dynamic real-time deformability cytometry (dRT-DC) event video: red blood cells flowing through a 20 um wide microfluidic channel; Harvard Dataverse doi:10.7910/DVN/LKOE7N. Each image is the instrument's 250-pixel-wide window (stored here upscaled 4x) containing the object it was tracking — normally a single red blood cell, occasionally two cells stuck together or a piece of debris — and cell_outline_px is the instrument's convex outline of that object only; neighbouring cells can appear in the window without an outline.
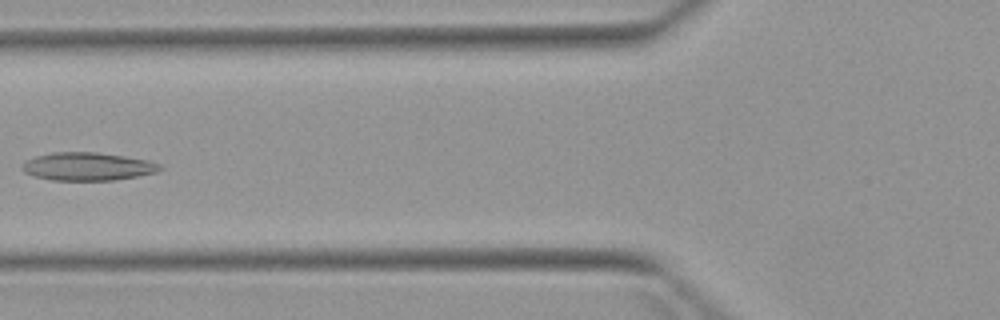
{"species": "Egyptian fruit bat (a non-hibernating species)", "species_latin": "Rousettus aegyptiacus", "temperature_condition": "warm", "stored_images_in_passage": 5, "camera_frame_rate_fps": 3000, "um_per_image_px": 0.085, "animal": {"sex": "female"}, "frame": {"image": 1, "passage_image": 4, "time_ms": 3.667, "image_size_px": [1000, 320], "cell_outline_px": [[164, 168], [156, 172], [136, 176], [112, 180], [52, 180], [36, 176], [24, 172], [20, 168], [28, 160], [36, 156], [52, 152], [96, 152], [124, 156], [148, 160], [160, 164]], "centroid_in_image_um": [7.46, 14.14], "position_along_channel_um": 118.3, "area_um2": 22.31}}
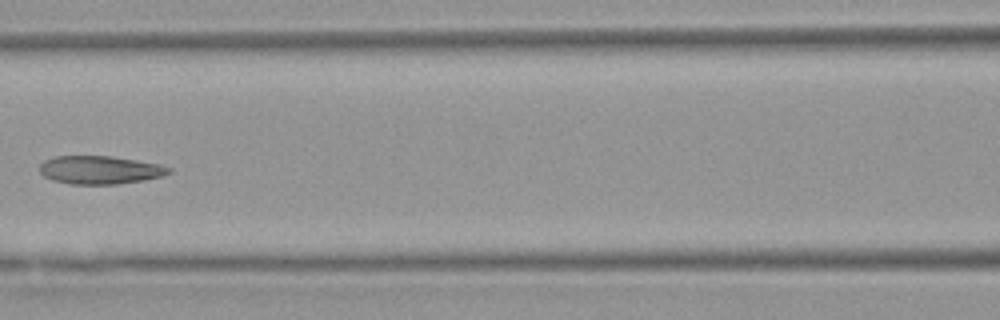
{"frame": {"image": 2, "passage_image": 5, "time_ms": 4.667, "image_size_px": [1000, 320], "cell_outline_px": [[172, 172], [160, 176], [144, 180], [116, 184], [68, 184], [52, 180], [44, 176], [40, 172], [40, 164], [44, 160], [56, 156], [112, 156], [160, 164], [172, 168]], "centroid_in_image_um": [8.49, 14.44], "position_along_channel_um": 158.1, "area_um2": 21.27}}